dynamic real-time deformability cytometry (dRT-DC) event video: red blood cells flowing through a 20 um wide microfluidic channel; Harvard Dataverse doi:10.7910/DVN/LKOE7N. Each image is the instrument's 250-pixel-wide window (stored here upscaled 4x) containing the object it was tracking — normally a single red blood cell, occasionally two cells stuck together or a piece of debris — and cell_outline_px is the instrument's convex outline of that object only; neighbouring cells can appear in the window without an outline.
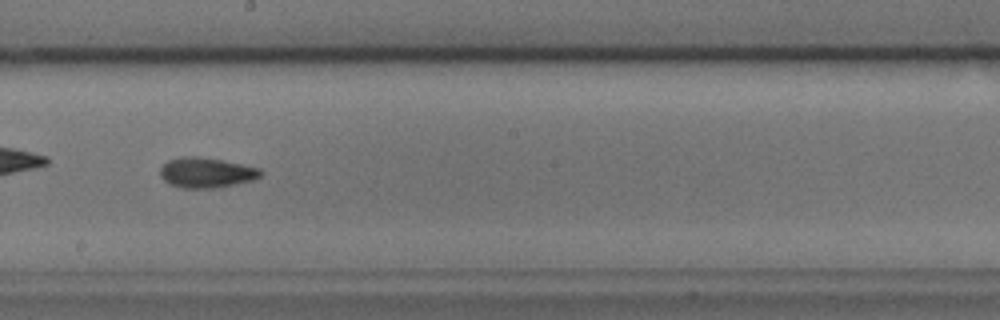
{"species": "common noctule bat (a hibernating species)", "species_latin": "Nyctalus noctula", "temperature_condition": "cold", "stored_images_in_passage": 41, "camera_frame_rate_fps": 3000, "um_per_image_px": 0.085, "animal": {"sex": "male", "body_mass_g": 17.9, "forearm_length_mm": 54.2}, "frame": {"image": 1, "passage_image": 18, "time_ms": 5.667, "image_size_px": [1000, 320], "cell_outline_px": [[264, 172], [260, 176], [252, 180], [220, 188], [180, 188], [168, 184], [160, 176], [160, 168], [168, 160], [180, 156], [196, 156], [220, 160], [260, 168]], "centroid_in_image_um": [17.51, 14.68], "position_along_channel_um": 230.7, "area_um2": 17.8}, "authors_computed_cell_mechanics": {"area_um2": 16.5308, "velocity_mm_per_s": 3.7983, "shape_relaxation_time_tau1_ms": null, "shape_relaxation_time_tau2_ms": 6.4056, "deformation_change_tau1": null, "deformation_change_tau2": 0.1283}}